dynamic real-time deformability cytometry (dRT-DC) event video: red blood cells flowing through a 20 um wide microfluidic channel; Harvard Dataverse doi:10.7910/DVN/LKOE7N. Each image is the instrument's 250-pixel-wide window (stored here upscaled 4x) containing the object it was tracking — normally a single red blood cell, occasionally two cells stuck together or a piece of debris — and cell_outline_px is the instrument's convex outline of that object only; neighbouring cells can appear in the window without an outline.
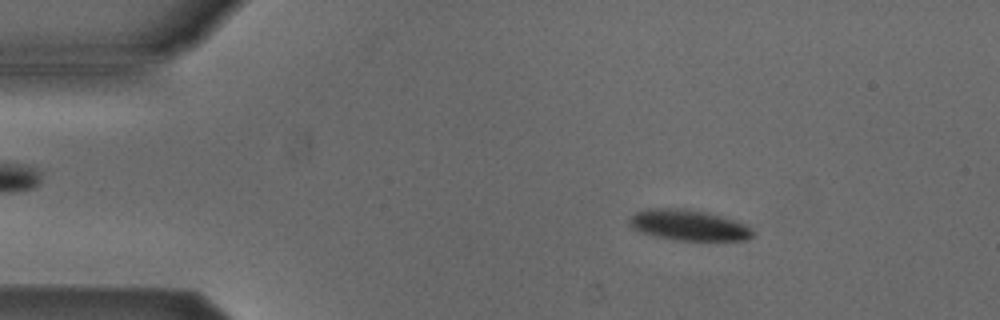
{"species": "Egyptian fruit bat (a non-hibernating species)", "species_latin": "Rousettus aegyptiacus", "temperature_condition": "cold", "stored_images_in_passage": 52, "camera_frame_rate_fps": 3000, "um_per_image_px": 0.085, "animal": {"sex": "male"}, "frame": {"image": 1, "passage_image": 8, "time_ms": 2.333, "image_size_px": [1000, 320], "cell_outline_px": [[756, 232], [748, 240], [676, 240], [656, 236], [632, 228], [628, 224], [628, 220], [636, 212], [648, 208], [684, 208], [704, 212], [720, 216], [744, 224], [752, 228]], "centroid_in_image_um": [58.53, 19.14], "position_along_channel_um": 26.5, "area_um2": 21.91}}
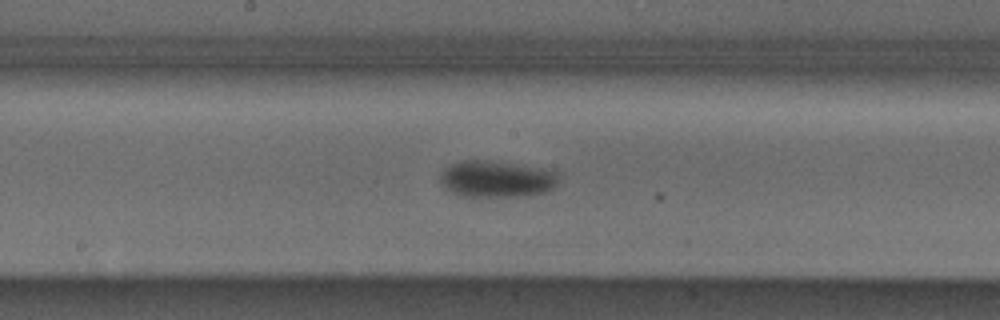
{"frame": {"image": 2, "passage_image": 27, "time_ms": 8.667, "image_size_px": [1000, 320], "cell_outline_px": [[556, 184], [548, 192], [516, 196], [464, 196], [452, 192], [440, 180], [440, 176], [444, 168], [460, 160], [484, 160], [512, 164], [556, 172]], "centroid_in_image_um": [42.15, 15.22], "position_along_channel_um": 206.0, "area_um2": 24.45}}
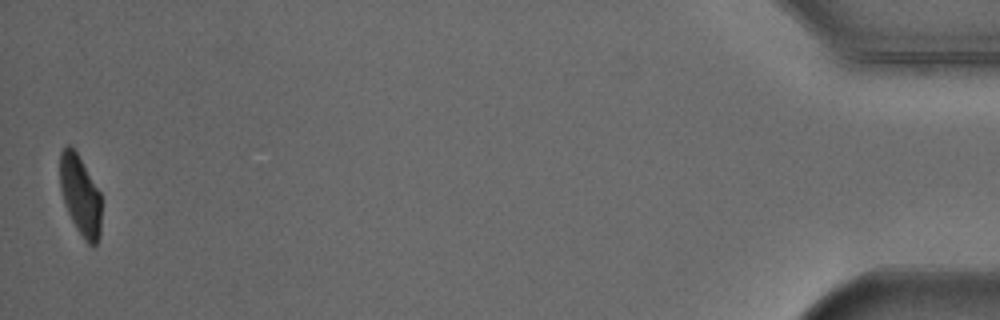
{"frame": {"image": 3, "passage_image": 52, "time_ms": 17.0, "image_size_px": [1000, 320], "cell_outline_px": [[100, 236], [96, 244], [92, 248], [84, 240], [76, 228], [64, 204], [60, 188], [60, 152], [68, 144], [72, 144], [100, 192]], "centroid_in_image_um": [6.81, 16.61], "position_along_channel_um": 428.4, "area_um2": 19.36}, "authors_computed_cell_mechanics": {"area_um2": 22.4553, "velocity_mm_per_s": 3.8515, "shape_relaxation_time_tau1_ms": 3.9127, "shape_relaxation_time_tau2_ms": null, "deformation_change_tau1": 0.1074, "deformation_change_tau2": null}}